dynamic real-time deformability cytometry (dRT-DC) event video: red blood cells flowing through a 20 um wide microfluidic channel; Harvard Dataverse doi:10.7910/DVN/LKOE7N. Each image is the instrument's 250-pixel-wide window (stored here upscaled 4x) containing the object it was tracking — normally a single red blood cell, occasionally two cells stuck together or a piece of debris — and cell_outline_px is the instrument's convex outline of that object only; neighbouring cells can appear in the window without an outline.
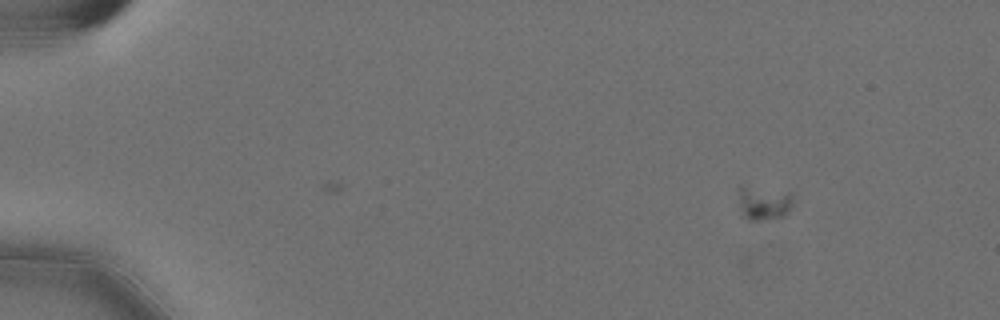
{"species": "Egyptian fruit bat (a non-hibernating species)", "species_latin": "Rousettus aegyptiacus", "temperature_condition": "cold", "stored_images_in_passage": 52, "camera_frame_rate_fps": 3000, "um_per_image_px": 0.085, "animal": {"sex": "female"}, "frame": {"image": 1, "passage_image": 1, "time_ms": 0.0, "image_size_px": [1000, 320], "cell_outline_px": [[792, 204], [788, 212], [784, 216], [760, 220], [748, 220], [744, 216], [740, 208], [740, 184], [792, 192]], "centroid_in_image_um": [64.94, 17.22], "position_along_channel_um": 20.1, "area_um2": 10.87}}